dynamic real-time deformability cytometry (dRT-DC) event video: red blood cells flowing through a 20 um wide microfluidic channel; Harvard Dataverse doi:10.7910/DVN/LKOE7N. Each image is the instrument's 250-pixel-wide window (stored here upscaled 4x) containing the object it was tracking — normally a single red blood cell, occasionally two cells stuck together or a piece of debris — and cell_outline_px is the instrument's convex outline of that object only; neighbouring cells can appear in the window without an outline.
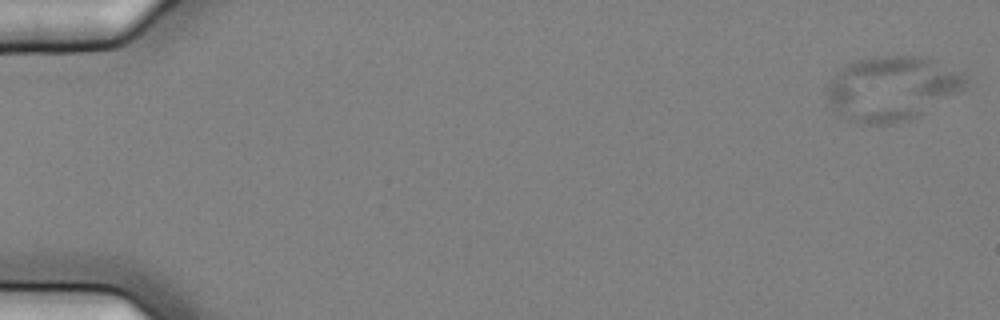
{"species": "common noctule bat (a hibernating species)", "species_latin": "Nyctalus noctula", "temperature_condition": "cold", "stored_images_in_passage": 57, "camera_frame_rate_fps": 3000, "um_per_image_px": 0.085, "animal": {"sex": "female", "body_mass_g": 25.1}, "frame": {"image": 1, "passage_image": 1, "time_ms": 0.0, "image_size_px": [1000, 320], "cell_outline_px": [[968, 84], [964, 88], [916, 116], [908, 120], [892, 124], [864, 124], [848, 120], [832, 108], [824, 88], [836, 72], [844, 64], [856, 60], [876, 56], [920, 56], [936, 60], [964, 72], [968, 76]], "centroid_in_image_um": [75.79, 7.48], "position_along_channel_um": 9.2, "area_um2": 52.19}}
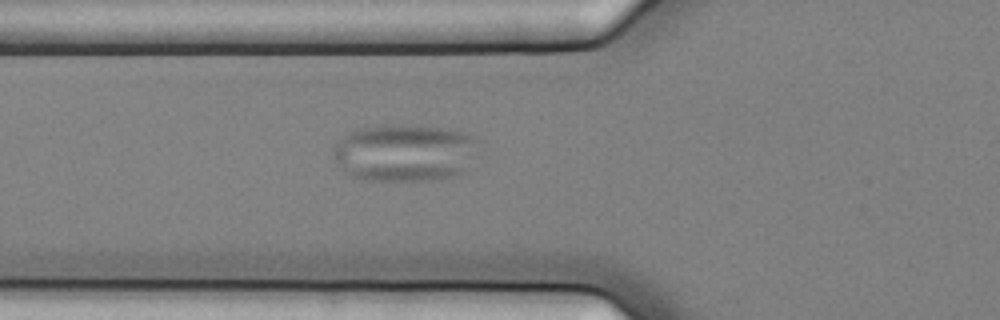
{"frame": {"image": 2, "passage_image": 21, "time_ms": 6.667, "image_size_px": [1000, 320], "cell_outline_px": [[480, 140], [464, 172], [452, 176], [436, 180], [368, 180], [352, 176], [344, 172], [332, 160], [332, 148], [344, 136], [360, 128], [384, 124], [412, 124], [448, 128], [464, 132]], "centroid_in_image_um": [34.37, 12.96], "position_along_channel_um": 91.4, "area_um2": 49.13}}
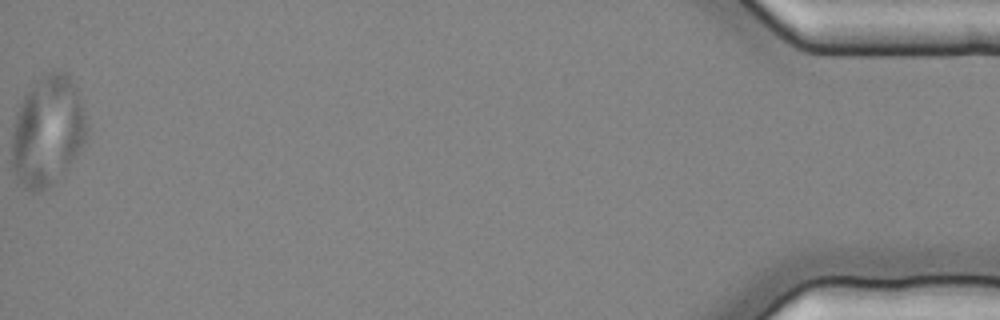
{"frame": {"image": 3, "passage_image": 57, "time_ms": 18.667, "image_size_px": [1000, 320], "cell_outline_px": [[88, 128], [84, 140], [80, 148], [64, 172], [52, 184], [40, 192], [32, 192], [16, 184], [12, 172], [12, 128], [16, 112], [24, 96], [44, 72], [52, 68], [56, 68], [68, 72], [76, 88], [84, 108], [88, 124]], "centroid_in_image_um": [4.02, 11.13], "position_along_channel_um": 431.2, "area_um2": 48.9}}